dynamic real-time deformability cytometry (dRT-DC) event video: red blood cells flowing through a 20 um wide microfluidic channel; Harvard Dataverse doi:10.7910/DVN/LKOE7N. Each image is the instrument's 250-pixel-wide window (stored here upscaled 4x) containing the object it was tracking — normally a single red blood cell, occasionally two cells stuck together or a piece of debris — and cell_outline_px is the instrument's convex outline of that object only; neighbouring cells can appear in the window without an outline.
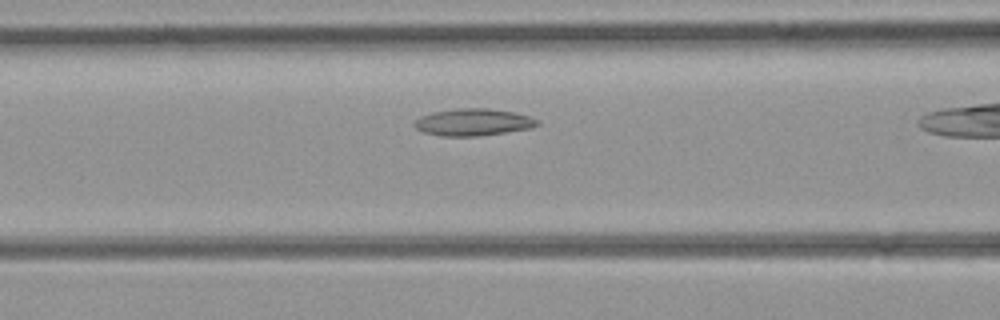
{"species": "common noctule bat (a hibernating species)", "species_latin": "Nyctalus noctula", "temperature_condition": "room temperature", "stored_images_in_passage": 22, "camera_frame_rate_fps": 3000, "um_per_image_px": 0.085, "animal": {"sex": "female", "body_mass_g": 21.9}, "frame": {"image": 1, "passage_image": 5, "time_ms": 1.333, "image_size_px": [1000, 320], "cell_outline_px": [[540, 124], [528, 128], [480, 136], [440, 136], [424, 132], [416, 128], [412, 124], [420, 116], [432, 112], [456, 108], [488, 108], [516, 112], [528, 116], [536, 120]], "centroid_in_image_um": [40.17, 10.38], "position_along_channel_um": 126.4, "area_um2": 19.31}}
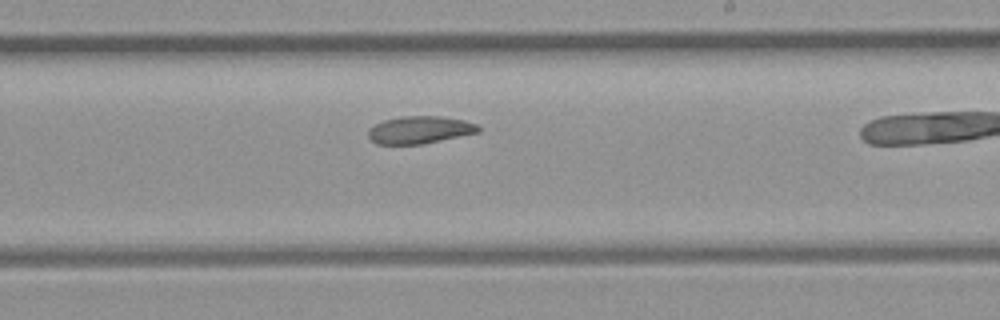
{"frame": {"image": 2, "passage_image": 13, "time_ms": 4.0, "image_size_px": [1000, 320], "cell_outline_px": [[480, 132], [420, 144], [376, 144], [368, 136], [368, 128], [384, 120], [400, 116], [440, 116], [464, 120], [476, 124], [480, 128]], "centroid_in_image_um": [35.66, 11.03], "position_along_channel_um": 253.3, "area_um2": 17.51}}
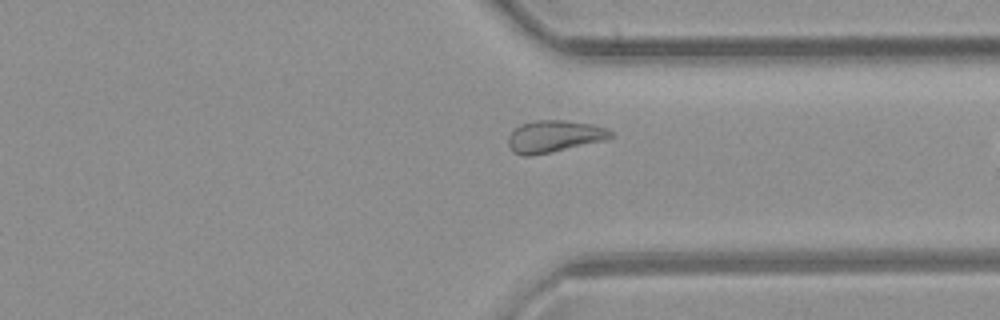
{"frame": {"image": 3, "passage_image": 20, "time_ms": 6.333, "image_size_px": [1000, 320], "cell_outline_px": [[612, 136], [604, 140], [532, 156], [524, 156], [512, 152], [508, 144], [508, 136], [520, 124], [536, 120], [564, 120], [592, 124], [604, 128], [612, 132]], "centroid_in_image_um": [47.05, 11.59], "position_along_channel_um": 364.4, "area_um2": 18.84}}